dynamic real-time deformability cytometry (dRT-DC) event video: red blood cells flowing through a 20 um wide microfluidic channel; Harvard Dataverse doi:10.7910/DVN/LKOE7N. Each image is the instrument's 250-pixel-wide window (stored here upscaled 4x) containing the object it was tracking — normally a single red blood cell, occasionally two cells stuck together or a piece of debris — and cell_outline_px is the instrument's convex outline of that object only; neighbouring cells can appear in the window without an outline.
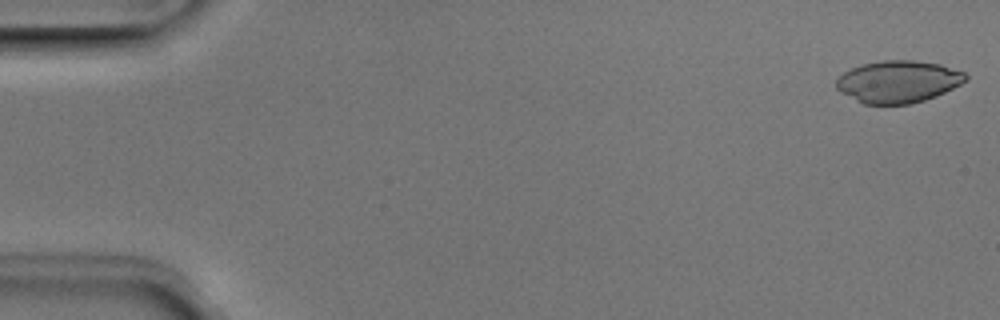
{"species": "Egyptian fruit bat (a non-hibernating species)", "species_latin": "Rousettus aegyptiacus", "temperature_condition": "room temperature", "stored_images_in_passage": 10, "camera_frame_rate_fps": 3000, "um_per_image_px": 0.085, "animal": {"sex": "male"}, "frame": {"image": 1, "passage_image": 1, "time_ms": 0.0, "image_size_px": [1000, 320], "cell_outline_px": [[968, 80], [936, 96], [912, 104], [864, 104], [840, 92], [836, 88], [836, 80], [844, 72], [860, 64], [880, 60], [912, 60], [940, 64], [964, 72], [968, 76]], "centroid_in_image_um": [76.34, 6.93], "position_along_channel_um": 8.7, "area_um2": 31.79}}